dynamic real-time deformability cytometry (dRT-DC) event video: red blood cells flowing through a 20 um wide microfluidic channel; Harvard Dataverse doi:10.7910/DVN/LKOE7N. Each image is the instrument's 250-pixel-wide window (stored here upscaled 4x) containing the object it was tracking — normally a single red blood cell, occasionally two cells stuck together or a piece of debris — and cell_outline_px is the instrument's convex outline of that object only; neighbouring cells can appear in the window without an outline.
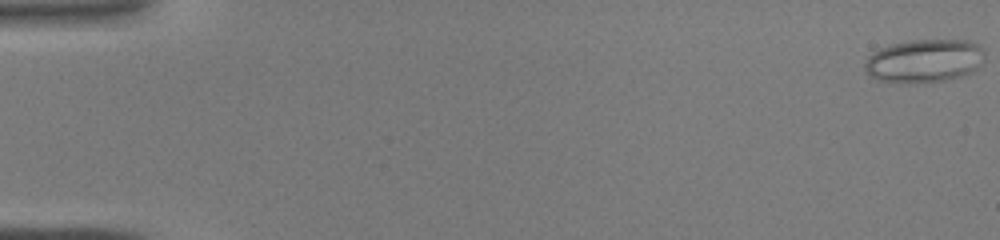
{"species": "common noctule bat (a hibernating species)", "species_latin": "Nyctalus noctula", "temperature_condition": "warm", "stored_images_in_passage": 44, "camera_frame_rate_fps": 3000, "um_per_image_px": 0.085, "animal": {"sex": "male", "body_mass_g": 19.0, "forearm_length_mm": 50.8}, "frame": {"image": 1, "passage_image": 1, "time_ms": 0.0, "image_size_px": [1000, 240], "cell_outline_px": [[984, 60], [972, 72], [960, 76], [944, 80], [908, 84], [900, 84], [880, 80], [868, 76], [864, 72], [864, 64], [868, 56], [880, 48], [892, 44], [908, 40], [972, 40], [980, 44], [984, 48]], "centroid_in_image_um": [78.55, 5.17], "position_along_channel_um": 6.4, "area_um2": 30.75}}
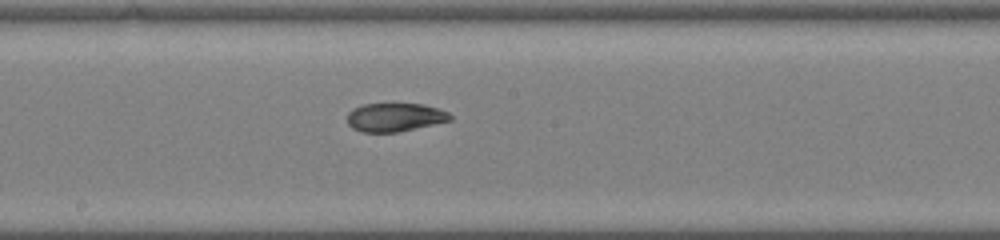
{"frame": {"image": 2, "passage_image": 25, "time_ms": 8.0, "image_size_px": [1000, 240], "cell_outline_px": [[452, 120], [396, 132], [360, 132], [352, 128], [348, 124], [348, 112], [352, 108], [364, 104], [424, 104], [448, 112], [452, 116]], "centroid_in_image_um": [33.54, 9.96], "position_along_channel_um": 214.7, "area_um2": 16.99}}
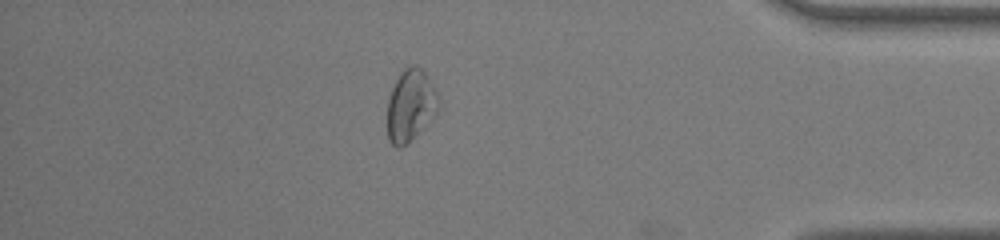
{"frame": {"image": 3, "passage_image": 39, "time_ms": 12.667, "image_size_px": [1000, 240], "cell_outline_px": [[440, 108], [424, 128], [400, 148], [396, 148], [388, 140], [388, 100], [392, 88], [400, 72], [404, 68], [412, 64], [416, 64], [424, 72], [432, 84], [440, 100]], "centroid_in_image_um": [34.9, 8.95], "position_along_channel_um": 400.3, "area_um2": 21.39}}